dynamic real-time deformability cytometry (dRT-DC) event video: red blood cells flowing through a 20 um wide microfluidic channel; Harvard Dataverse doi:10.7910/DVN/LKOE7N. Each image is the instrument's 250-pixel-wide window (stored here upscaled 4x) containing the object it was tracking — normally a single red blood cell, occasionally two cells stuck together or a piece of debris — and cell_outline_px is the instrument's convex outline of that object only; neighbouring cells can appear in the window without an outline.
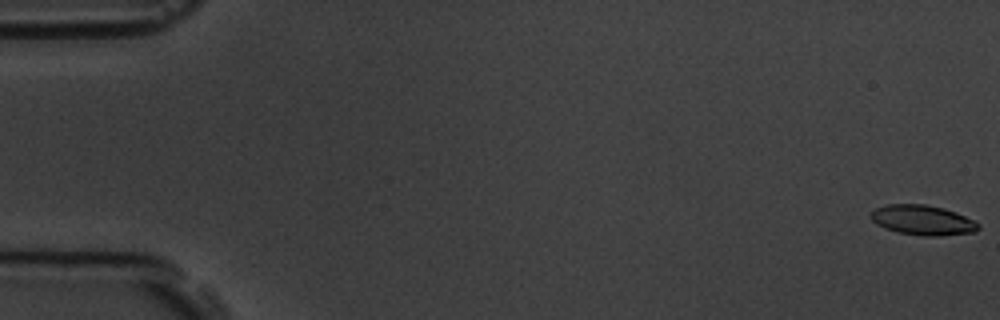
{"species": "common noctule bat (a hibernating species)", "species_latin": "Nyctalus noctula", "temperature_condition": "room temperature", "stored_images_in_passage": 5, "camera_frame_rate_fps": 3000, "um_per_image_px": 0.085, "animal": {"sex": "male", "body_mass_g": 19.5, "forearm_length_mm": 54.6}, "frame": {"image": 1, "passage_image": 1, "time_ms": 0.0, "image_size_px": [1000, 320], "cell_outline_px": [[980, 228], [976, 232], [940, 236], [924, 236], [896, 232], [884, 228], [876, 224], [872, 220], [872, 212], [876, 208], [888, 204], [924, 204], [944, 208], [956, 212], [980, 224]], "centroid_in_image_um": [78.44, 18.72], "position_along_channel_um": 6.6, "area_um2": 18.79}}
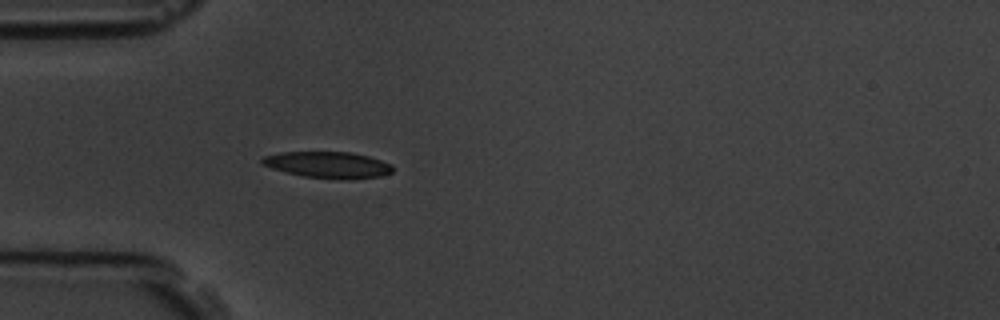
{"frame": {"image": 2, "passage_image": 5, "time_ms": 5.333, "image_size_px": [1000, 320], "cell_outline_px": [[392, 172], [380, 176], [348, 180], [340, 180], [304, 176], [272, 168], [260, 164], [260, 160], [264, 156], [280, 152], [352, 152], [368, 156], [392, 164]], "centroid_in_image_um": [27.88, 14.01], "position_along_channel_um": 57.1, "area_um2": 20.11}}